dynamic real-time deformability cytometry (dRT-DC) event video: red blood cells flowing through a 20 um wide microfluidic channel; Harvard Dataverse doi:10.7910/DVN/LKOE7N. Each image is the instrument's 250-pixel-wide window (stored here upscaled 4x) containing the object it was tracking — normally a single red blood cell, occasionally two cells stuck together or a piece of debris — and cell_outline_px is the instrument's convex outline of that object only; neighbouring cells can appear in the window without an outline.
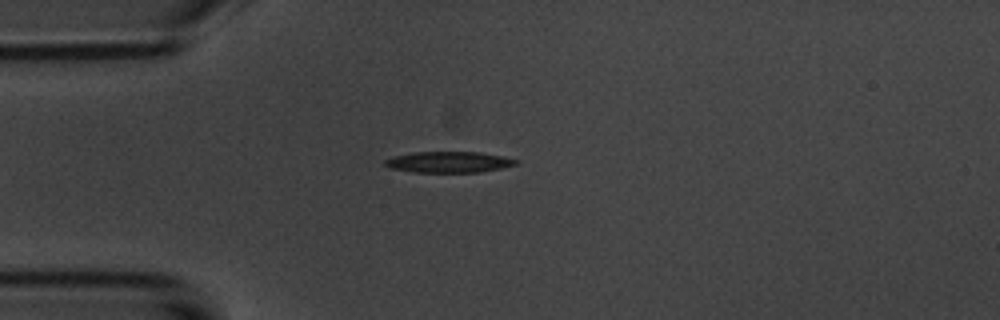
{"species": "common noctule bat (a hibernating species)", "species_latin": "Nyctalus noctula", "temperature_condition": "room temperature", "stored_images_in_passage": 4, "camera_frame_rate_fps": 3000, "um_per_image_px": 0.085, "animal": {"sex": "male", "body_mass_g": 20.1, "forearm_length_mm": 53.5}, "frame": {"image": 1, "passage_image": 4, "time_ms": 3.333, "image_size_px": [1000, 320], "cell_outline_px": [[520, 160], [516, 164], [500, 168], [480, 172], [416, 172], [388, 168], [384, 164], [384, 160], [392, 156], [416, 152], [480, 152], [504, 156]], "centroid_in_image_um": [38.13, 13.77], "position_along_channel_um": 46.9, "area_um2": 16.07}}